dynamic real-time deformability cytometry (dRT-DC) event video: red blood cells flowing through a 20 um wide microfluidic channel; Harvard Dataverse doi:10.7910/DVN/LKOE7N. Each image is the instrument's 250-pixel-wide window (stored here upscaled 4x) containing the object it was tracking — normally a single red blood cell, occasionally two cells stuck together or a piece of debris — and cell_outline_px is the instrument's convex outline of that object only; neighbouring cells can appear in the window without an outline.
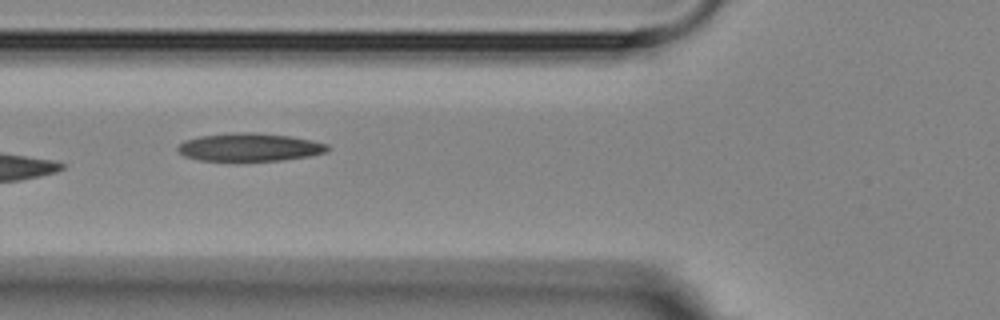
{"species": "Egyptian fruit bat (a non-hibernating species)", "species_latin": "Rousettus aegyptiacus", "temperature_condition": "room temperature", "stored_images_in_passage": 9, "camera_frame_rate_fps": 3000, "um_per_image_px": 0.085, "animal": {"sex": "female"}, "frame": {"image": 1, "passage_image": 6, "time_ms": 6.333, "image_size_px": [1000, 320], "cell_outline_px": [[328, 152], [308, 156], [280, 160], [200, 160], [184, 156], [176, 148], [184, 140], [200, 136], [232, 132], [252, 132], [292, 136], [312, 140], [328, 144]], "centroid_in_image_um": [21.22, 12.49], "position_along_channel_um": 104.6, "area_um2": 24.33}}
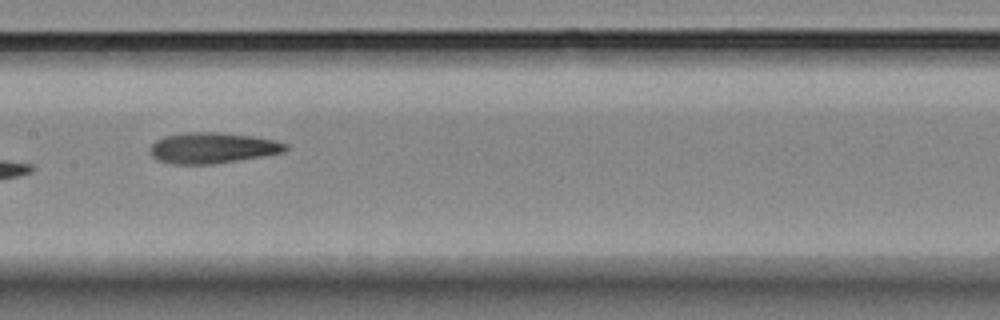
{"frame": {"image": 2, "passage_image": 8, "time_ms": 8.667, "image_size_px": [1000, 320], "cell_outline_px": [[288, 148], [284, 152], [216, 164], [172, 164], [156, 160], [148, 152], [152, 144], [156, 140], [164, 136], [188, 132], [220, 132], [252, 136], [276, 140], [288, 144]], "centroid_in_image_um": [18.04, 12.57], "position_along_channel_um": 189.4, "area_um2": 24.51}}
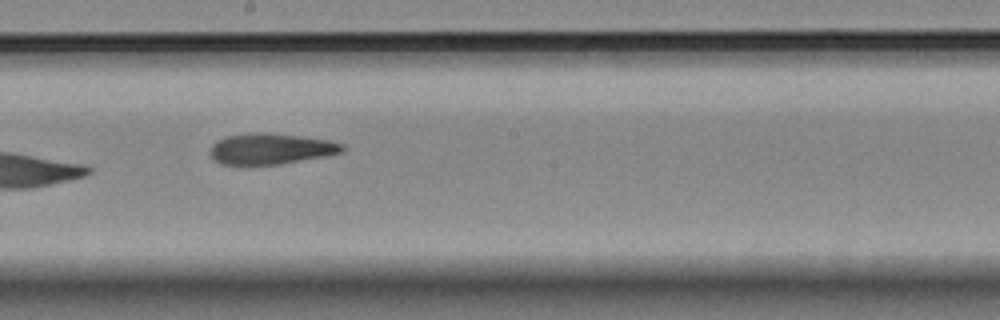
{"frame": {"image": 3, "passage_image": 9, "time_ms": 9.667, "image_size_px": [1000, 320], "cell_outline_px": [[344, 148], [340, 152], [324, 156], [280, 164], [248, 168], [244, 168], [220, 164], [208, 152], [212, 144], [228, 136], [252, 132], [264, 132], [300, 136], [328, 140], [344, 144]], "centroid_in_image_um": [22.93, 12.69], "position_along_channel_um": 225.3, "area_um2": 24.39}}